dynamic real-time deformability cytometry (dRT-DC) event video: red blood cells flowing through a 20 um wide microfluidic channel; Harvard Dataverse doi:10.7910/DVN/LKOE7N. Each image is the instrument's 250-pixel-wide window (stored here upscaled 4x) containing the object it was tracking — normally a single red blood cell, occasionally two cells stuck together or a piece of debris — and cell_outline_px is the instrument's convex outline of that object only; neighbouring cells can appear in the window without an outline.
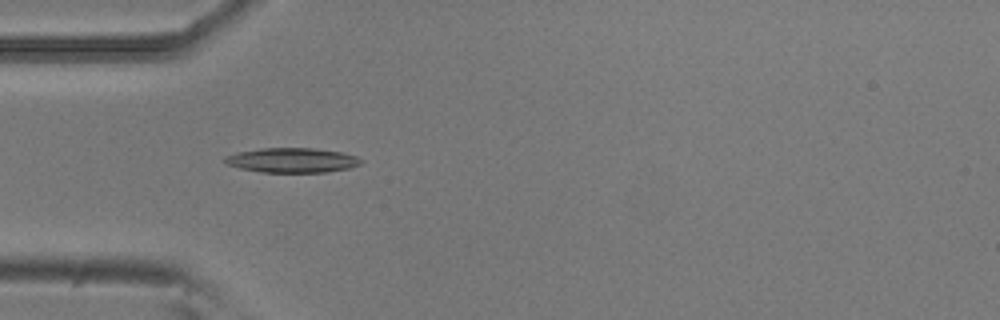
{"species": "common noctule bat (a hibernating species)", "species_latin": "Nyctalus noctula", "temperature_condition": "room temperature", "stored_images_in_passage": 2, "camera_frame_rate_fps": 3000, "um_per_image_px": 0.085, "animal": {"sex": "male", "body_mass_g": 20.5, "forearm_length_mm": 52.5}, "frame": {"image": 1, "passage_image": 1, "time_ms": 0.0, "image_size_px": [1000, 320], "cell_outline_px": [[364, 160], [360, 164], [348, 168], [328, 172], [260, 172], [240, 168], [228, 164], [224, 160], [224, 156], [236, 152], [260, 148], [312, 148], [344, 152], [356, 156]], "centroid_in_image_um": [24.84, 13.61], "position_along_channel_um": 60.2, "area_um2": 19.65}}
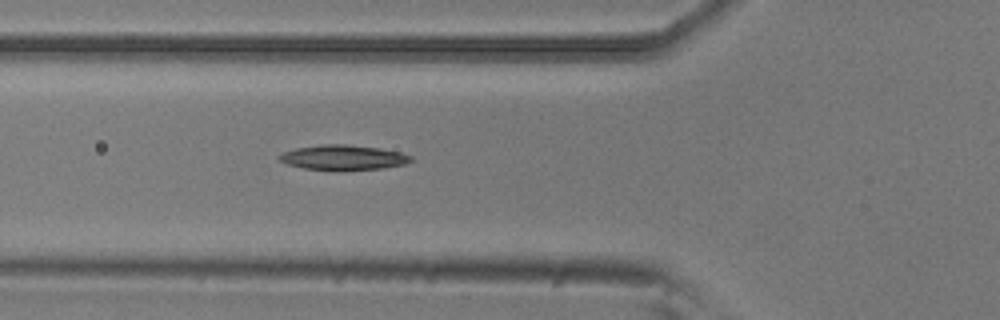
{"frame": {"image": 2, "passage_image": 2, "time_ms": 0.333, "image_size_px": [1000, 320], "cell_outline_px": [[412, 160], [404, 164], [384, 168], [304, 168], [288, 164], [280, 160], [276, 156], [284, 152], [296, 148], [324, 144], [344, 144], [380, 148], [400, 152], [412, 156]], "centroid_in_image_um": [29.18, 13.35], "position_along_channel_um": 96.6, "area_um2": 18.32}}